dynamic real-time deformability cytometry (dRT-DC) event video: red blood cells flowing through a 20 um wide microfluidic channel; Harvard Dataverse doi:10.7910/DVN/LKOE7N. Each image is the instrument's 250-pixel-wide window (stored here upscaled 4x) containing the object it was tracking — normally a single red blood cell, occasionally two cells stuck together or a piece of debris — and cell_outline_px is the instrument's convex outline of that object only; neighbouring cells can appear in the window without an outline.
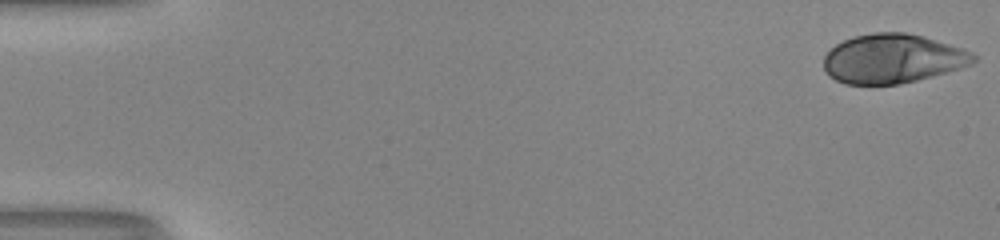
{"species": "human", "species_latin": "Homo sapiens", "temperature_condition": "room temperature", "stored_images_in_passage": 53, "camera_frame_rate_fps": 3000, "um_per_image_px": 0.085, "donor": {"sex": "male"}, "frame": {"image": 1, "passage_image": 1, "time_ms": 0.0, "image_size_px": [1000, 240], "cell_outline_px": [[976, 60], [972, 64], [960, 68], [916, 80], [896, 84], [844, 84], [828, 76], [824, 68], [824, 56], [836, 44], [852, 36], [872, 32], [904, 32], [924, 36], [960, 48], [976, 56]], "centroid_in_image_um": [75.83, 4.98], "position_along_channel_um": 9.2, "area_um2": 42.66}}
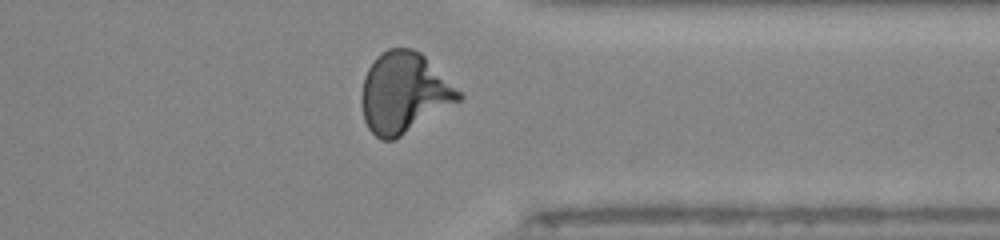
{"frame": {"image": 2, "passage_image": 42, "time_ms": 13.667, "image_size_px": [1000, 240], "cell_outline_px": [[464, 96], [460, 100], [400, 136], [392, 140], [380, 140], [368, 128], [364, 120], [360, 100], [360, 96], [364, 76], [368, 68], [376, 56], [380, 52], [388, 48], [412, 48], [420, 52]], "centroid_in_image_um": [34.28, 7.87], "position_along_channel_um": 377.1, "area_um2": 45.14}}
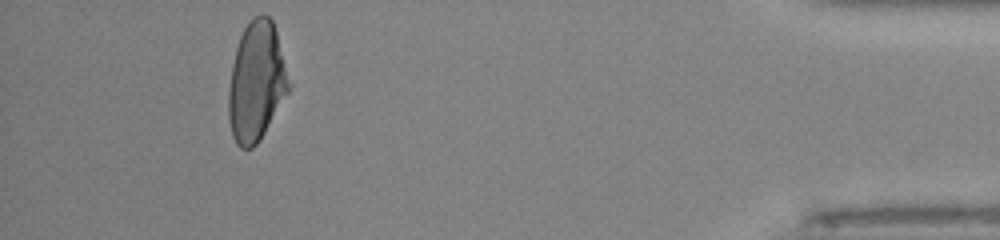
{"frame": {"image": 3, "passage_image": 49, "time_ms": 16.0, "image_size_px": [1000, 240], "cell_outline_px": [[292, 84], [288, 92], [264, 132], [256, 144], [252, 148], [240, 148], [236, 144], [232, 136], [228, 120], [228, 92], [232, 64], [236, 48], [240, 36], [244, 28], [252, 16], [260, 12], [264, 12], [272, 20], [276, 32]], "centroid_in_image_um": [21.78, 6.91], "position_along_channel_um": 413.4, "area_um2": 42.14}, "authors_computed_cell_mechanics": {"area_um2": 43.1766, "velocity_mm_per_s": 4.0129, "shape_relaxation_time_tau1_ms": 6.7878, "shape_relaxation_time_tau2_ms": null, "deformation_change_tau1": 0.2436, "deformation_change_tau2": null}}